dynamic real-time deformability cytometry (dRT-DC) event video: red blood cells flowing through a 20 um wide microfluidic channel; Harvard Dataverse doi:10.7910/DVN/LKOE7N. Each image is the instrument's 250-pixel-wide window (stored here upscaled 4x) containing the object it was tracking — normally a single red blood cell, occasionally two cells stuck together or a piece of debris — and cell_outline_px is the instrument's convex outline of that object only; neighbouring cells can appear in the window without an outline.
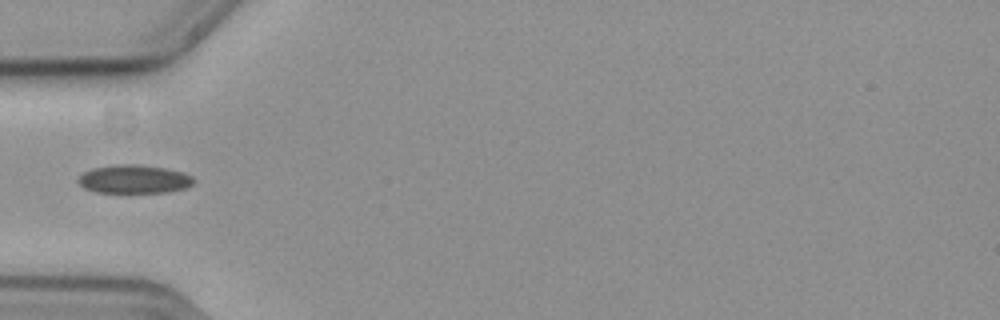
{"species": "common noctule bat (a hibernating species)", "species_latin": "Nyctalus noctula", "temperature_condition": "cold", "stored_images_in_passage": 34, "camera_frame_rate_fps": 3000, "um_per_image_px": 0.085, "animal": {"sex": "female", "body_mass_g": 19.3, "forearm_length_mm": 54.1}, "frame": {"image": 1, "passage_image": 1, "time_ms": 0.0, "image_size_px": [1000, 320], "cell_outline_px": [[196, 180], [192, 184], [184, 188], [168, 192], [96, 192], [84, 188], [76, 180], [84, 172], [92, 168], [116, 164], [136, 164], [164, 168], [184, 172], [192, 176]], "centroid_in_image_um": [11.4, 15.22], "position_along_channel_um": 73.6, "area_um2": 19.13}}
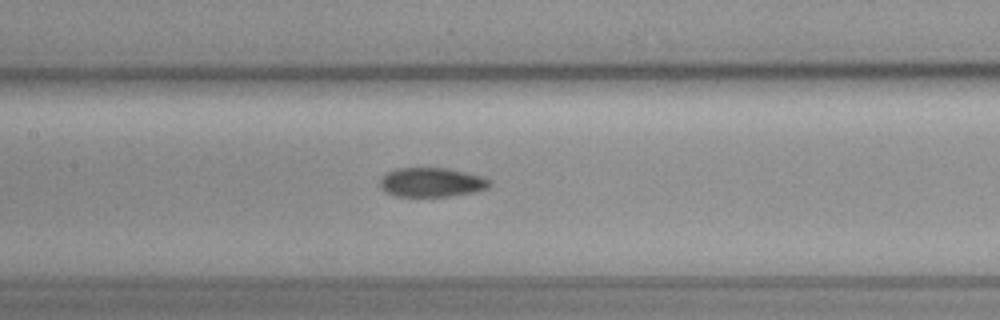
{"frame": {"image": 2, "passage_image": 9, "time_ms": 2.667, "image_size_px": [1000, 320], "cell_outline_px": [[492, 184], [488, 188], [472, 192], [448, 196], [396, 196], [384, 192], [380, 188], [380, 180], [388, 172], [396, 168], [448, 168], [480, 176], [492, 180]], "centroid_in_image_um": [36.68, 15.5], "position_along_channel_um": 170.7, "area_um2": 18.61}}
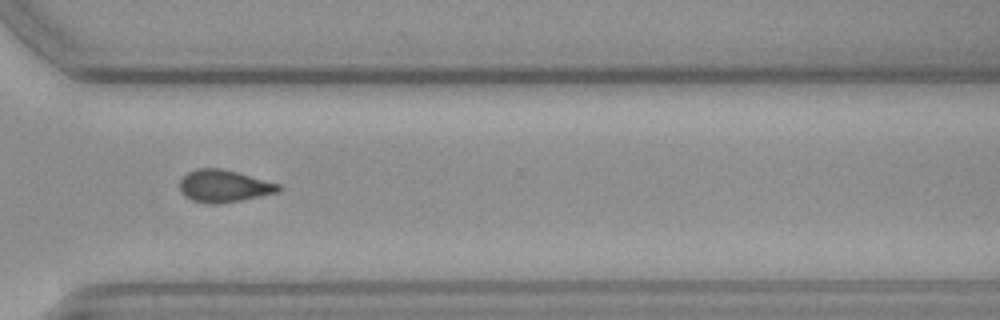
{"frame": {"image": 3, "passage_image": 24, "time_ms": 7.667, "image_size_px": [1000, 320], "cell_outline_px": [[284, 188], [280, 192], [240, 200], [216, 204], [208, 204], [192, 200], [184, 196], [180, 192], [180, 180], [188, 172], [196, 168], [220, 168], [236, 172], [280, 184]], "centroid_in_image_um": [19.04, 15.82], "position_along_channel_um": 351.6, "area_um2": 18.61}}